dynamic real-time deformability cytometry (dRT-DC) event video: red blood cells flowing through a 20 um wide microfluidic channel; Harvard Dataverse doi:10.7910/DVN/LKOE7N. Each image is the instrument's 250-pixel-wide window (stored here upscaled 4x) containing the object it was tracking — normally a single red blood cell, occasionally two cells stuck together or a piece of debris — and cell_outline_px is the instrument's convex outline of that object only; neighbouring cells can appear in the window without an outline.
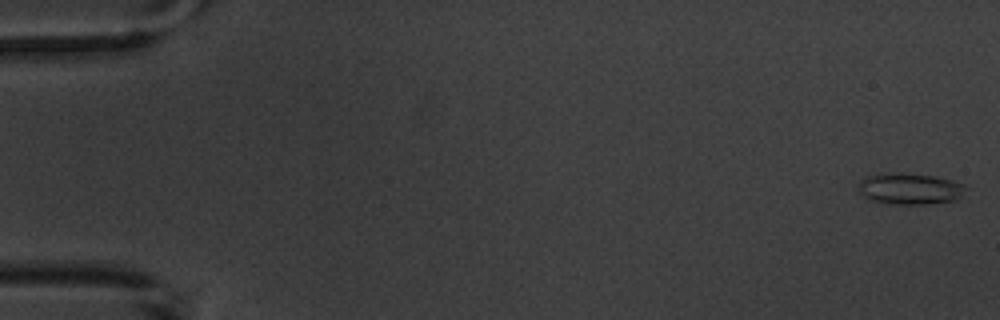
{"species": "common noctule bat (a hibernating species)", "species_latin": "Nyctalus noctula", "temperature_condition": "warm", "stored_images_in_passage": 5, "camera_frame_rate_fps": 3000, "um_per_image_px": 0.085, "animal": {"sex": "male", "body_mass_g": 20.1, "forearm_length_mm": 53.5}, "frame": {"image": 1, "passage_image": 1, "time_ms": 0.0, "image_size_px": [1000, 320], "cell_outline_px": [[968, 188], [956, 200], [928, 204], [888, 204], [868, 200], [856, 188], [856, 184], [864, 176], [936, 176], [952, 180], [964, 184]], "centroid_in_image_um": [77.35, 16.11], "position_along_channel_um": 7.7, "area_um2": 18.96}}